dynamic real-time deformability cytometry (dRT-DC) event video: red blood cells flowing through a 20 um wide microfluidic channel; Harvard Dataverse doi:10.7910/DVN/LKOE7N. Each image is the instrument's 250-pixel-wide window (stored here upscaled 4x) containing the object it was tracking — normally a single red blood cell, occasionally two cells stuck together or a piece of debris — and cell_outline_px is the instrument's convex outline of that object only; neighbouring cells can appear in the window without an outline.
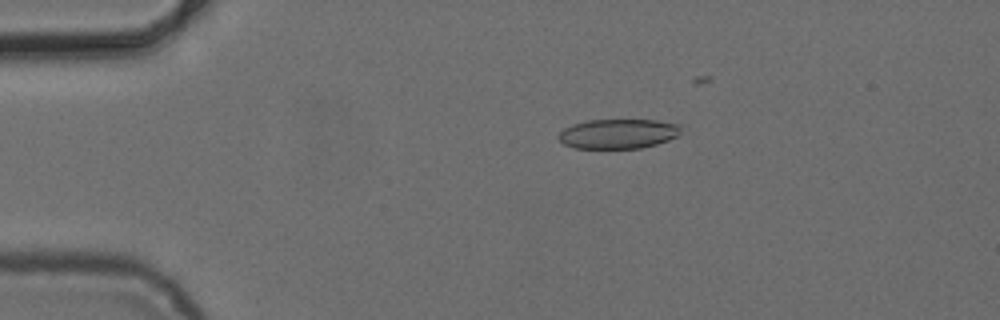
{"species": "common noctule bat (a hibernating species)", "species_latin": "Nyctalus noctula", "temperature_condition": "cold", "stored_images_in_passage": 6, "camera_frame_rate_fps": 3000, "um_per_image_px": 0.085, "animal": {"sex": "female", "body_mass_g": 24.6, "forearm_length_mm": 56.2}, "frame": {"image": 1, "passage_image": 3, "time_ms": 2.333, "image_size_px": [1000, 320], "cell_outline_px": [[680, 132], [676, 136], [668, 140], [656, 144], [640, 148], [576, 148], [564, 144], [556, 136], [564, 128], [572, 124], [588, 120], [656, 120], [680, 124]], "centroid_in_image_um": [52.52, 11.36], "position_along_channel_um": 32.5, "area_um2": 21.1}}